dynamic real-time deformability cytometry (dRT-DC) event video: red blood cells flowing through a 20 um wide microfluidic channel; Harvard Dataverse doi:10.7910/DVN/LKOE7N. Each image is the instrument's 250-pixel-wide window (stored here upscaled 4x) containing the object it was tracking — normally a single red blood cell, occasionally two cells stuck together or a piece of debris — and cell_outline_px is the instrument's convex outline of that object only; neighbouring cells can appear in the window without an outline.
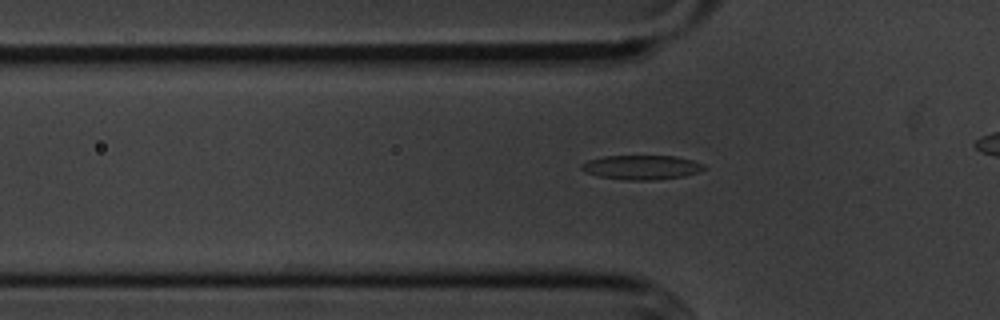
{"species": "common noctule bat (a hibernating species)", "species_latin": "Nyctalus noctula", "temperature_condition": "cold", "stored_images_in_passage": 33, "segment_of_instrument_passage": [1, 2], "camera_frame_rate_fps": 3000, "um_per_image_px": 0.085, "animal": {"sex": "male", "body_mass_g": 20.1, "forearm_length_mm": 53.5}, "frame": {"image": 1, "passage_image": 6, "time_ms": 1.667, "image_size_px": [1000, 320], "cell_outline_px": [[708, 168], [684, 176], [656, 180], [624, 180], [596, 176], [584, 172], [580, 168], [580, 164], [588, 160], [604, 156], [676, 156], [692, 160], [704, 164]], "centroid_in_image_um": [54.5, 14.23], "position_along_channel_um": 71.3, "area_um2": 17.57}}
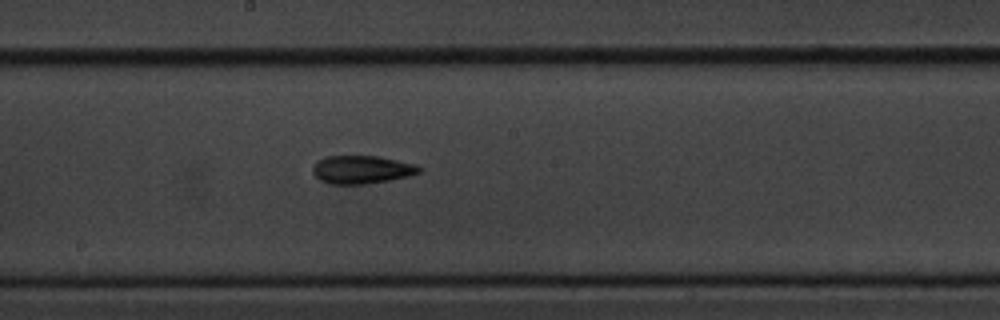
{"frame": {"image": 2, "passage_image": 18, "time_ms": 5.667, "image_size_px": [1000, 320], "cell_outline_px": [[424, 168], [420, 172], [408, 176], [388, 180], [364, 184], [328, 184], [320, 180], [312, 172], [312, 168], [316, 160], [324, 156], [376, 156], [416, 164]], "centroid_in_image_um": [30.72, 14.41], "position_along_channel_um": 217.5, "area_um2": 17.51}}
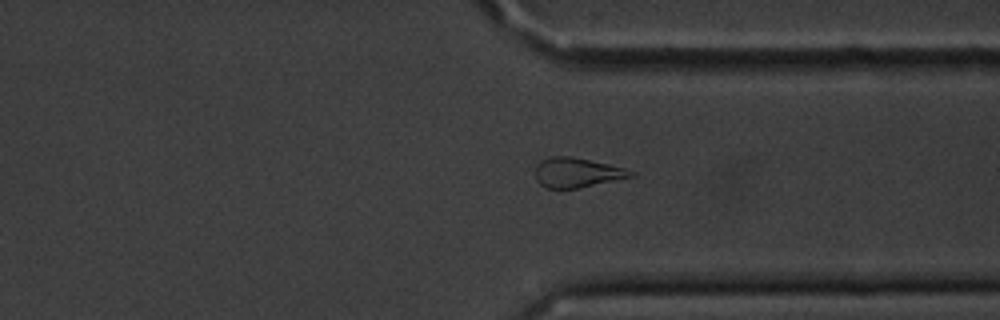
{"frame": {"image": 3, "passage_image": 30, "time_ms": 9.667, "image_size_px": [1000, 320], "cell_outline_px": [[636, 176], [580, 188], [544, 188], [536, 180], [536, 164], [540, 160], [552, 156], [568, 156], [608, 164], [624, 168], [636, 172]], "centroid_in_image_um": [49.05, 14.68], "position_along_channel_um": 362.4, "area_um2": 16.59}}